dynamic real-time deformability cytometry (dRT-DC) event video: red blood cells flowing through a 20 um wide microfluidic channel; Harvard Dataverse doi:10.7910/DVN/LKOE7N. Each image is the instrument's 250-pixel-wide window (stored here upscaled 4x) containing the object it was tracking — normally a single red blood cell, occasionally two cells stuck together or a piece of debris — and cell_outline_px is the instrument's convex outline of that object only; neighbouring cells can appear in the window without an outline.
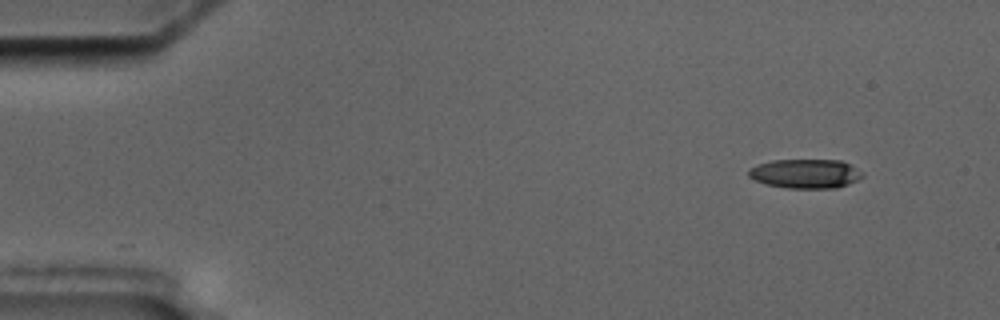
{"species": "common noctule bat (a hibernating species)", "species_latin": "Nyctalus noctula", "temperature_condition": "cold", "stored_images_in_passage": 9, "camera_frame_rate_fps": 3000, "um_per_image_px": 0.085, "animal": {"sex": "male", "body_mass_g": 17.5, "forearm_length_mm": 52.3}, "frame": {"image": 1, "passage_image": 1, "time_ms": 0.0, "image_size_px": [1000, 320], "cell_outline_px": [[864, 176], [848, 184], [836, 188], [788, 188], [768, 184], [756, 180], [748, 176], [748, 168], [756, 164], [772, 160], [840, 160], [852, 164], [864, 172]], "centroid_in_image_um": [68.49, 14.75], "position_along_channel_um": 16.5, "area_um2": 19.54}}
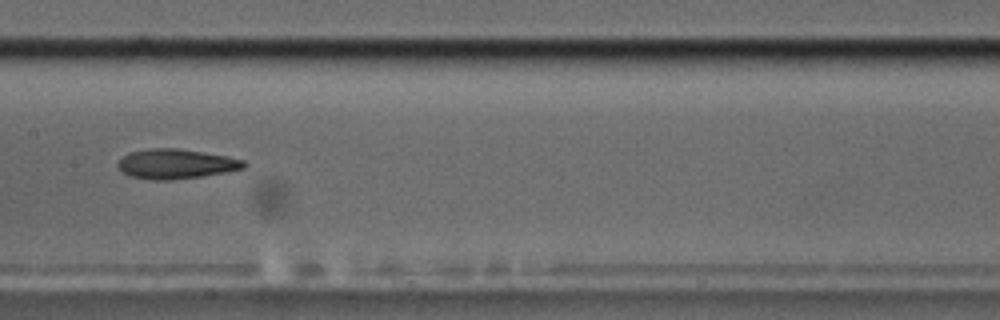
{"frame": {"image": 2, "passage_image": 8, "time_ms": 8.0, "image_size_px": [1000, 320], "cell_outline_px": [[248, 164], [244, 168], [224, 172], [200, 176], [172, 180], [156, 180], [132, 176], [124, 172], [116, 164], [128, 152], [148, 148], [176, 148], [224, 156], [244, 160]], "centroid_in_image_um": [14.94, 13.92], "position_along_channel_um": 192.5, "area_um2": 21.44}}
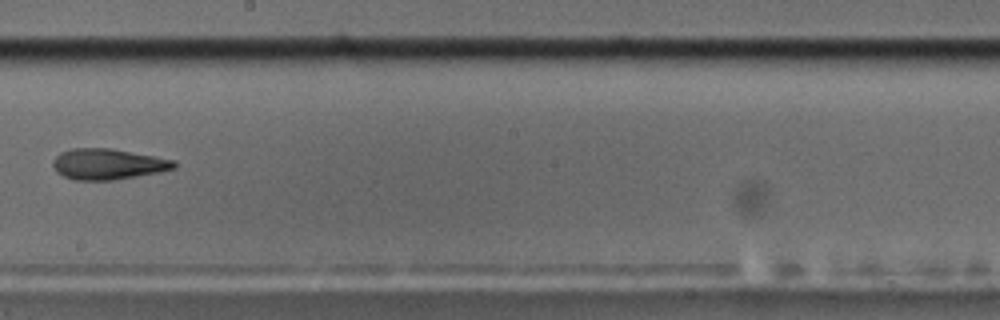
{"frame": {"image": 3, "passage_image": 9, "time_ms": 9.333, "image_size_px": [1000, 320], "cell_outline_px": [[176, 168], [160, 172], [112, 180], [76, 180], [64, 176], [56, 172], [52, 164], [52, 160], [60, 152], [72, 148], [112, 148], [176, 160]], "centroid_in_image_um": [9.17, 13.94], "position_along_channel_um": 239.0, "area_um2": 21.85}}